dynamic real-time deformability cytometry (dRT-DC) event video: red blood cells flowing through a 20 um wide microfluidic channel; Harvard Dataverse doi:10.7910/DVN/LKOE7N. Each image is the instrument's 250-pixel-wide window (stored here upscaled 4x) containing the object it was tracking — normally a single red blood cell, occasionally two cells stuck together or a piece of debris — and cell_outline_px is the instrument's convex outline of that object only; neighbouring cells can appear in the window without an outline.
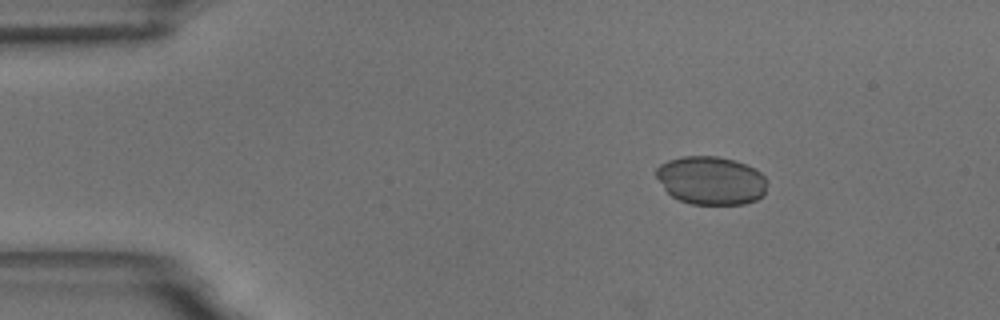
{"species": "common noctule bat (a hibernating species)", "species_latin": "Nyctalus noctula", "temperature_condition": "room temperature", "stored_images_in_passage": 4, "camera_frame_rate_fps": 3000, "um_per_image_px": 0.085, "animal": {"sex": "male", "body_mass_g": 18.8}, "frame": {"image": 1, "passage_image": 1, "time_ms": 0.0, "image_size_px": [1000, 320], "cell_outline_px": [[768, 180], [764, 196], [756, 200], [744, 204], [692, 204], [680, 200], [672, 196], [664, 188], [656, 176], [656, 168], [660, 164], [668, 160], [684, 156], [716, 156], [736, 160], [756, 168]], "centroid_in_image_um": [60.47, 15.33], "position_along_channel_um": 24.5, "area_um2": 31.5}}